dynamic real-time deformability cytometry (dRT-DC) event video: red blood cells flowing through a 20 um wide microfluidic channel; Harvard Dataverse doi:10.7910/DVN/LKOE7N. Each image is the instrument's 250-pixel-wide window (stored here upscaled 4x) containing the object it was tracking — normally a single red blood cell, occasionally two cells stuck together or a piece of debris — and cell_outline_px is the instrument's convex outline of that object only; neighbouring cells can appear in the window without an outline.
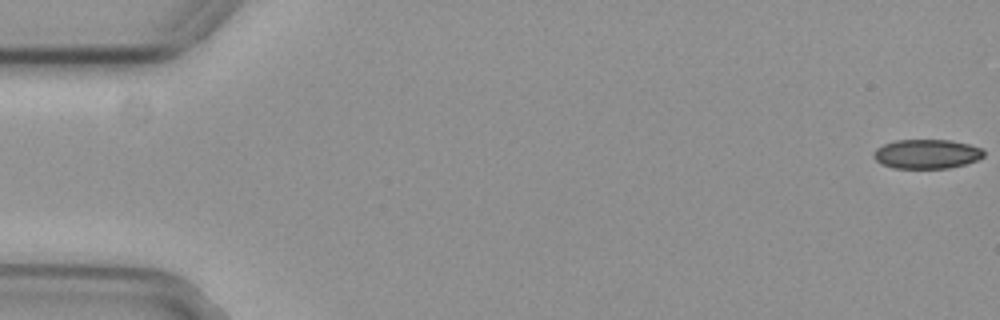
{"species": "common noctule bat (a hibernating species)", "species_latin": "Nyctalus noctula", "temperature_condition": "cold", "stored_images_in_passage": 55, "camera_frame_rate_fps": 3000, "um_per_image_px": 0.085, "animal": {"sex": "female", "body_mass_g": 29.2, "forearm_length_mm": 56.3}, "frame": {"image": 1, "passage_image": 1, "time_ms": 0.0, "image_size_px": [1000, 320], "cell_outline_px": [[984, 156], [976, 160], [964, 164], [948, 168], [892, 168], [880, 164], [872, 156], [872, 152], [876, 148], [884, 144], [896, 140], [948, 140], [968, 144], [980, 148], [984, 152]], "centroid_in_image_um": [78.71, 13.09], "position_along_channel_um": 6.3, "area_um2": 18.79}}
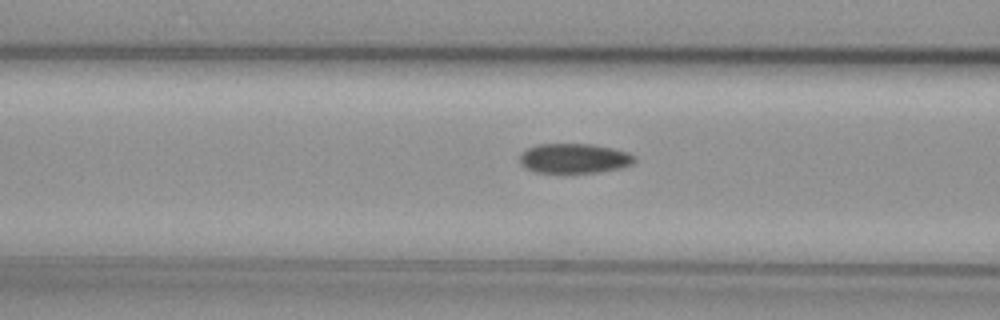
{"frame": {"image": 2, "passage_image": 22, "time_ms": 7.0, "image_size_px": [1000, 320], "cell_outline_px": [[636, 160], [632, 164], [624, 168], [600, 172], [532, 172], [524, 168], [520, 164], [520, 152], [536, 144], [592, 144], [612, 148], [628, 152], [636, 156]], "centroid_in_image_um": [48.81, 13.46], "position_along_channel_um": 117.8, "area_um2": 20.17}}
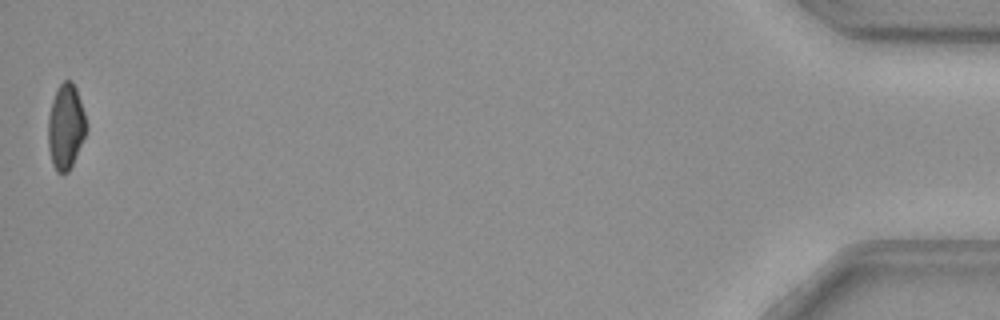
{"frame": {"image": 3, "passage_image": 55, "time_ms": 18.0, "image_size_px": [1000, 320], "cell_outline_px": [[84, 136], [72, 164], [68, 172], [56, 172], [52, 164], [48, 144], [48, 116], [52, 100], [56, 88], [64, 80], [72, 80], [76, 88], [84, 112]], "centroid_in_image_um": [5.54, 10.73], "position_along_channel_um": 429.7, "area_um2": 18.55}, "authors_computed_cell_mechanics": {"area_um2": 20.2878, "velocity_mm_per_s": 3.7661, "shape_relaxation_time_tau1_ms": 8.9247, "shape_relaxation_time_tau2_ms": null, "deformation_change_tau1": 0.1375, "deformation_change_tau2": null}}